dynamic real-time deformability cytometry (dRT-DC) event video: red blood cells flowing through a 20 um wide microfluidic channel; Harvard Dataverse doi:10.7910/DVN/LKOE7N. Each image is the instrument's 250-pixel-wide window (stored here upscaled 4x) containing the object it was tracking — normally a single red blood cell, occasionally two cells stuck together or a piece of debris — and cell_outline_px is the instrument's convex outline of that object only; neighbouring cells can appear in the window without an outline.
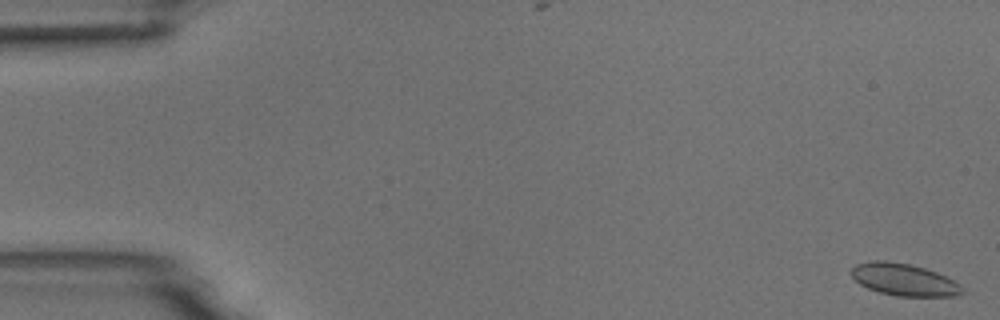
{"species": "common noctule bat (a hibernating species)", "species_latin": "Nyctalus noctula", "temperature_condition": "room temperature", "stored_images_in_passage": 55, "camera_frame_rate_fps": 3000, "um_per_image_px": 0.085, "animal": {"sex": "male", "body_mass_g": 18.8}, "frame": {"image": 1, "passage_image": 1, "time_ms": 0.0, "image_size_px": [1000, 320], "cell_outline_px": [[964, 292], [956, 296], [896, 296], [880, 292], [868, 288], [860, 284], [852, 276], [852, 268], [856, 264], [872, 260], [884, 260], [908, 264], [924, 268], [936, 272], [960, 284], [964, 288]], "centroid_in_image_um": [76.84, 23.77], "position_along_channel_um": 8.2, "area_um2": 20.58}}
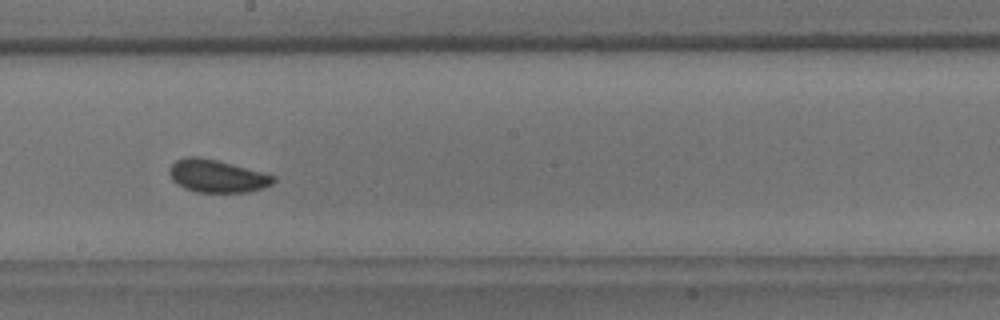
{"frame": {"image": 2, "passage_image": 31, "time_ms": 10.0, "image_size_px": [1000, 320], "cell_outline_px": [[276, 180], [272, 184], [264, 188], [248, 192], [196, 192], [184, 188], [176, 184], [172, 180], [168, 172], [168, 168], [176, 160], [188, 156], [196, 156], [216, 160], [232, 164], [276, 176]], "centroid_in_image_um": [18.42, 14.97], "position_along_channel_um": 229.8, "area_um2": 19.88}}
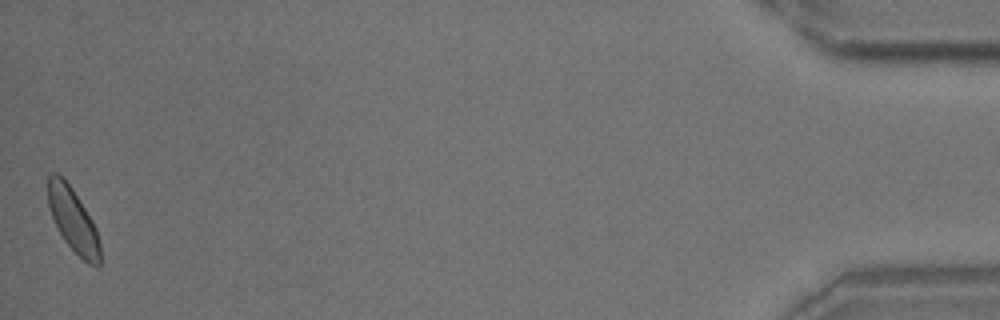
{"frame": {"image": 3, "passage_image": 55, "time_ms": 18.0, "image_size_px": [1000, 320], "cell_outline_px": [[100, 264], [96, 268], [88, 264], [64, 240], [48, 208], [48, 176], [52, 172], [56, 172], [72, 188], [92, 220], [96, 228], [100, 244]], "centroid_in_image_um": [6.22, 18.72], "position_along_channel_um": 429.0, "area_um2": 19.07}, "authors_computed_cell_mechanics": {"area_um2": 19.7676, "velocity_mm_per_s": 3.6555, "shape_relaxation_time_tau1_ms": 4.7295, "shape_relaxation_time_tau2_ms": null, "deformation_change_tau1": 0.0805, "deformation_change_tau2": null}}